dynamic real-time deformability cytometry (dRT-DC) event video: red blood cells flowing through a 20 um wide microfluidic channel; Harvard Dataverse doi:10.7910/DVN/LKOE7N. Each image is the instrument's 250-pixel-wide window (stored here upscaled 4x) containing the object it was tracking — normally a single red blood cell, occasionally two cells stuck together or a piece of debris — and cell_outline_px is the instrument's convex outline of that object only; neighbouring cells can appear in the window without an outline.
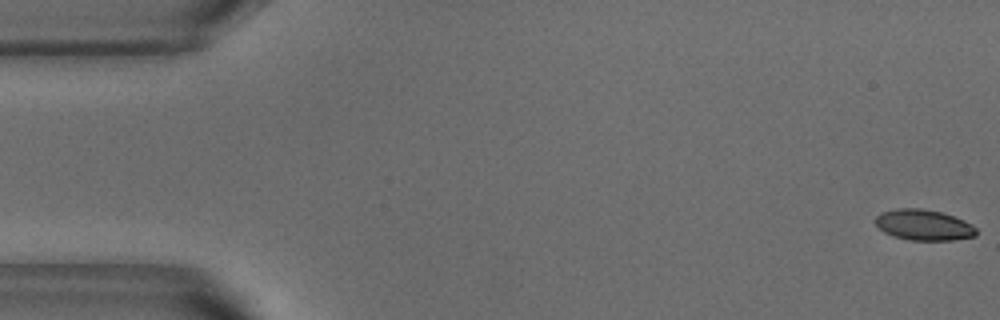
{"species": "common noctule bat (a hibernating species)", "species_latin": "Nyctalus noctula", "temperature_condition": "warm", "stored_images_in_passage": 53, "camera_frame_rate_fps": 3000, "um_per_image_px": 0.085, "animal": {"sex": "male", "body_mass_g": 18.8}, "frame": {"image": 1, "passage_image": 1, "time_ms": 0.0, "image_size_px": [1000, 320], "cell_outline_px": [[976, 236], [952, 240], [908, 240], [892, 236], [884, 232], [876, 224], [876, 216], [880, 212], [896, 208], [920, 208], [940, 212], [964, 220], [972, 224], [976, 228]], "centroid_in_image_um": [78.5, 19.12], "position_along_channel_um": 6.5, "area_um2": 18.09}}
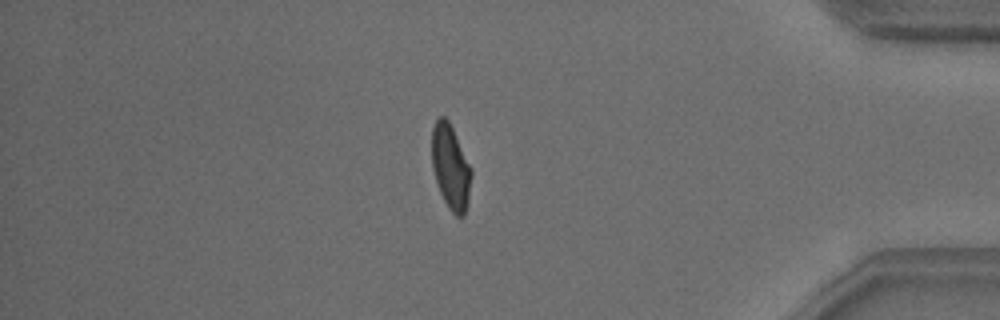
{"frame": {"image": 2, "passage_image": 45, "time_ms": 14.667, "image_size_px": [1000, 320], "cell_outline_px": [[472, 176], [468, 204], [464, 216], [456, 216], [448, 208], [440, 192], [432, 168], [432, 128], [436, 120], [440, 116], [444, 116], [448, 120], [472, 168]], "centroid_in_image_um": [38.32, 14.22], "position_along_channel_um": 396.9, "area_um2": 19.54}}
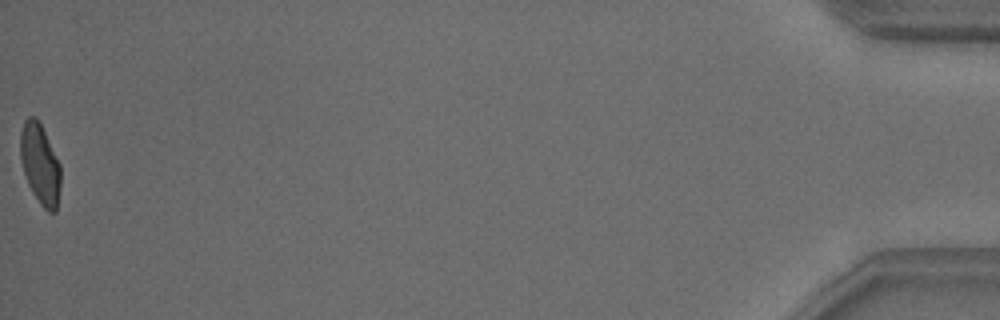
{"frame": {"image": 3, "passage_image": 53, "time_ms": 17.333, "image_size_px": [1000, 320], "cell_outline_px": [[60, 188], [56, 212], [48, 212], [40, 204], [32, 192], [28, 184], [20, 160], [20, 132], [24, 120], [28, 116], [36, 116], [60, 164]], "centroid_in_image_um": [3.39, 13.95], "position_along_channel_um": 431.8, "area_um2": 18.84}, "authors_computed_cell_mechanics": {"area_um2": 19.4208, "velocity_mm_per_s": 3.8139, "shape_relaxation_time_tau1_ms": 4.5403, "shape_relaxation_time_tau2_ms": 1.0702, "deformation_change_tau1": 0.159, "deformation_change_tau2": 0.06}}